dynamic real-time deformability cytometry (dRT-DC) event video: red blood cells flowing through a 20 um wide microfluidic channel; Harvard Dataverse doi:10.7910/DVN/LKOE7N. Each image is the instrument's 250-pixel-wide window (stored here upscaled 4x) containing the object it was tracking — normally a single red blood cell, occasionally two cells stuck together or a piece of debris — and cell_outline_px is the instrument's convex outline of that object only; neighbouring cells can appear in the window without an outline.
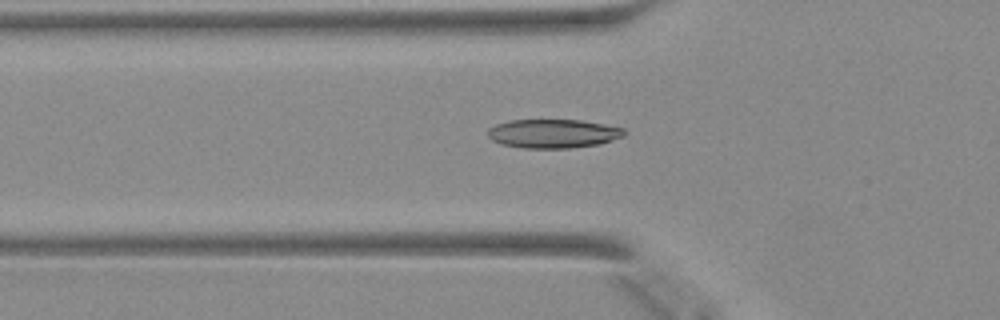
{"species": "Egyptian fruit bat (a non-hibernating species)", "species_latin": "Rousettus aegyptiacus", "temperature_condition": "warm", "stored_images_in_passage": 42, "camera_frame_rate_fps": 3000, "um_per_image_px": 0.085, "animal": {"sex": "female"}, "frame": {"image": 1, "passage_image": 11, "time_ms": 3.333, "image_size_px": [1000, 320], "cell_outline_px": [[624, 136], [600, 144], [568, 148], [524, 148], [500, 144], [492, 140], [488, 136], [488, 128], [496, 124], [512, 120], [580, 120], [604, 124], [624, 128]], "centroid_in_image_um": [47.0, 11.35], "position_along_channel_um": 78.8, "area_um2": 22.89}}
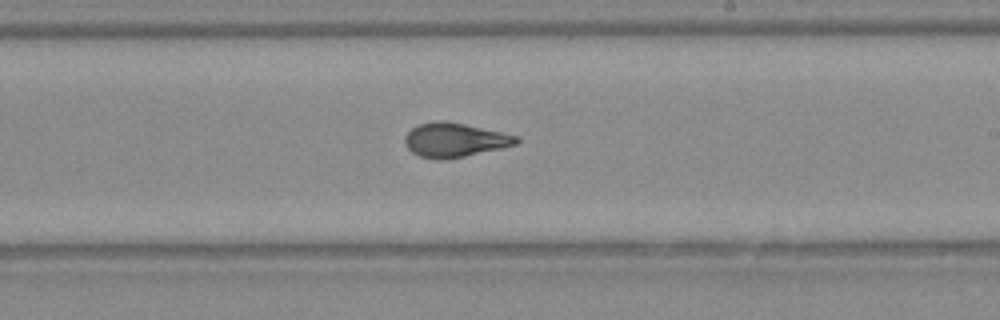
{"frame": {"image": 2, "passage_image": 23, "time_ms": 7.333, "image_size_px": [1000, 320], "cell_outline_px": [[520, 140], [516, 144], [500, 148], [464, 156], [444, 160], [436, 160], [420, 156], [412, 152], [404, 144], [404, 136], [416, 124], [432, 120], [448, 120], [500, 132], [516, 136]], "centroid_in_image_um": [38.57, 11.88], "position_along_channel_um": 250.4, "area_um2": 22.25}}
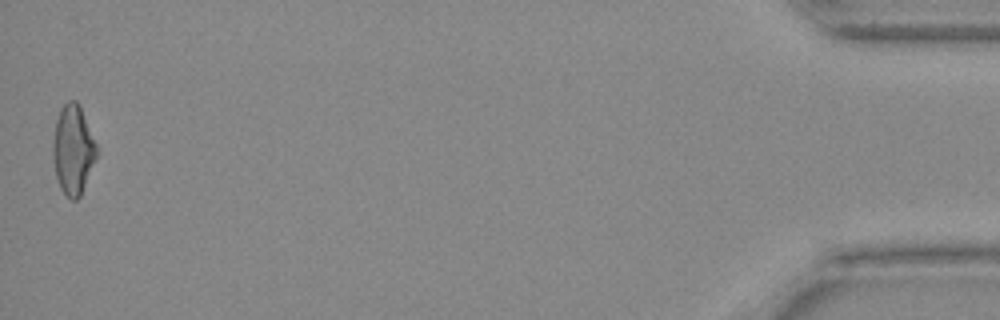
{"frame": {"image": 3, "passage_image": 42, "time_ms": 13.667, "image_size_px": [1000, 320], "cell_outline_px": [[96, 156], [80, 196], [76, 200], [72, 200], [60, 188], [56, 176], [52, 152], [52, 144], [56, 120], [60, 108], [68, 100], [76, 100], [80, 104], [96, 144]], "centroid_in_image_um": [6.18, 12.68], "position_along_channel_um": 429.0, "area_um2": 22.48}}